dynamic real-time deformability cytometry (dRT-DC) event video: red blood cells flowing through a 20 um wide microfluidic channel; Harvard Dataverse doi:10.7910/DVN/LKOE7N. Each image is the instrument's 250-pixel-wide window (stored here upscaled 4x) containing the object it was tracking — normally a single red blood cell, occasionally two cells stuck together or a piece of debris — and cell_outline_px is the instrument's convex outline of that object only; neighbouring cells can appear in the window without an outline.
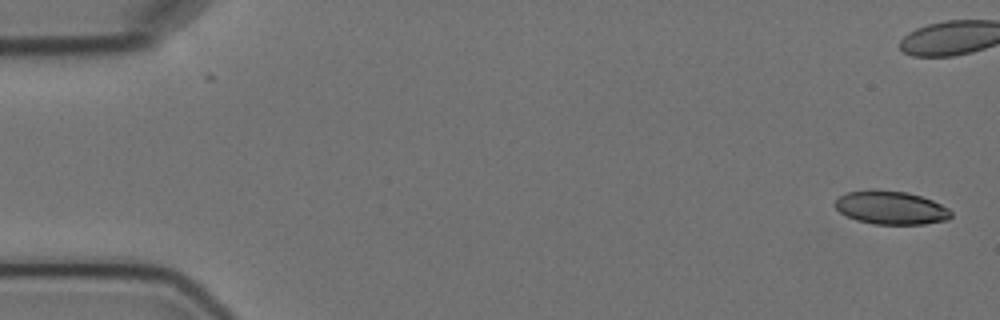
{"species": "Egyptian fruit bat (a non-hibernating species)", "species_latin": "Rousettus aegyptiacus", "temperature_condition": "cold", "stored_images_in_passage": 4, "camera_frame_rate_fps": 3000, "um_per_image_px": 0.085, "animal": {"sex": "female"}, "frame": {"image": 1, "passage_image": 1, "time_ms": 0.0, "image_size_px": [1000, 320], "cell_outline_px": [[952, 216], [948, 220], [924, 224], [872, 224], [856, 220], [840, 212], [832, 204], [840, 196], [848, 192], [876, 188], [908, 192], [932, 200], [948, 208], [952, 212]], "centroid_in_image_um": [75.72, 17.64], "position_along_channel_um": 9.3, "area_um2": 22.83}}